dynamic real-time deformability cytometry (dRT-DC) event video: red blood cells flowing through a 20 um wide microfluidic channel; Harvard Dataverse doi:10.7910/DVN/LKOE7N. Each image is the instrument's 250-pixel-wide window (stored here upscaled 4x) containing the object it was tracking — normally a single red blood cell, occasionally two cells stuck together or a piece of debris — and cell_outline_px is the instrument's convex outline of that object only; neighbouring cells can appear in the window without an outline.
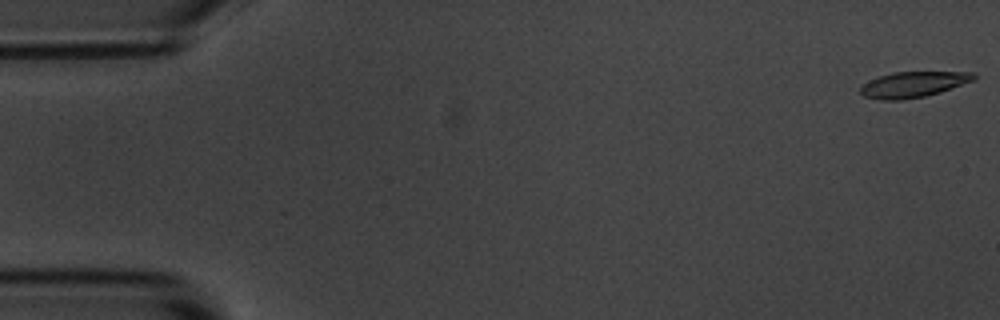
{"species": "common noctule bat (a hibernating species)", "species_latin": "Nyctalus noctula", "temperature_condition": "room temperature", "stored_images_in_passage": 55, "camera_frame_rate_fps": 3000, "um_per_image_px": 0.085, "animal": {"sex": "male", "body_mass_g": 20.1, "forearm_length_mm": 53.5}, "frame": {"image": 1, "passage_image": 1, "time_ms": 0.0, "image_size_px": [1000, 320], "cell_outline_px": [[976, 76], [972, 80], [940, 92], [924, 96], [900, 100], [880, 100], [864, 96], [860, 92], [860, 88], [864, 84], [876, 76], [892, 72], [976, 72]], "centroid_in_image_um": [77.58, 7.17], "position_along_channel_um": 7.4, "area_um2": 16.82}}
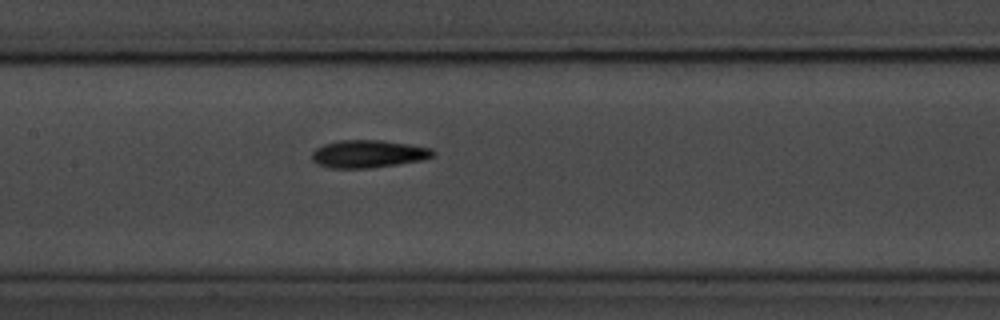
{"frame": {"image": 2, "passage_image": 26, "time_ms": 8.333, "image_size_px": [1000, 320], "cell_outline_px": [[436, 152], [432, 156], [420, 160], [372, 168], [332, 168], [316, 164], [312, 160], [312, 152], [316, 148], [324, 144], [340, 140], [384, 140], [432, 148]], "centroid_in_image_um": [31.28, 13.07], "position_along_channel_um": 176.1, "area_um2": 19.48}}
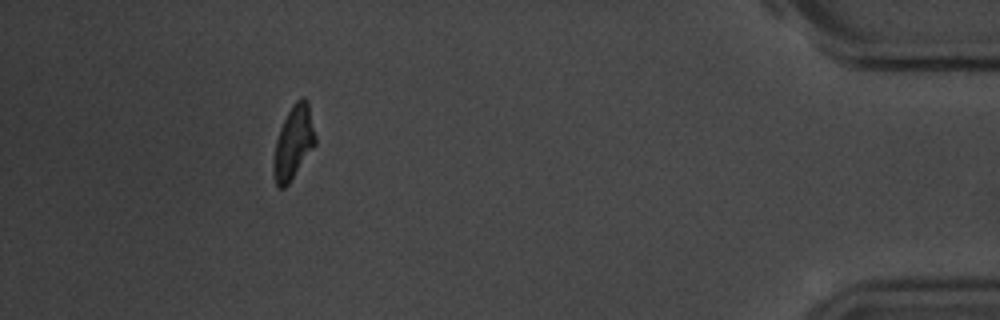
{"frame": {"image": 3, "passage_image": 50, "time_ms": 16.333, "image_size_px": [1000, 320], "cell_outline_px": [[316, 144], [288, 184], [284, 188], [280, 188], [276, 184], [272, 172], [272, 164], [276, 140], [280, 128], [292, 104], [300, 96], [304, 96], [308, 100], [316, 136]], "centroid_in_image_um": [24.95, 12.09], "position_along_channel_um": 410.3, "area_um2": 17.98}, "authors_computed_cell_mechanics": {"area_um2": 18.1492, "velocity_mm_per_s": 3.6602, "shape_relaxation_time_tau1_ms": 2.5038, "shape_relaxation_time_tau2_ms": 3.9842, "deformation_change_tau1": 0.1632, "deformation_change_tau2": 0.1275}}